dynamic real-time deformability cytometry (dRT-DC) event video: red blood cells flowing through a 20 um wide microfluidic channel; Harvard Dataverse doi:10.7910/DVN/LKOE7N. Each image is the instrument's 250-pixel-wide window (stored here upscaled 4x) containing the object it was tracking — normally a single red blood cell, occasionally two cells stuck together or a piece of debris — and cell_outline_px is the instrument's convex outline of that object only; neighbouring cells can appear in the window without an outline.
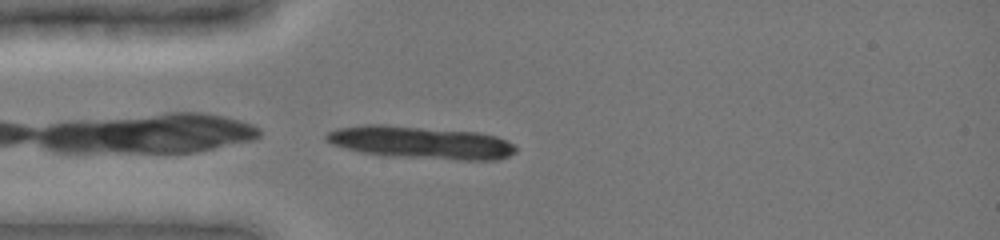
{"species": "common noctule bat (a hibernating species)", "species_latin": "Nyctalus noctula", "temperature_condition": "cold", "stored_images_in_passage": 12, "camera_frame_rate_fps": 3000, "um_per_image_px": 0.085, "animal": {"sex": "female", "body_mass_g": 19.0, "forearm_length_mm": 51.5}, "frame": {"image": 1, "passage_image": 12, "time_ms": 3.667, "image_size_px": [1000, 240], "cell_outline_px": [[516, 152], [500, 160], [460, 160], [380, 156], [360, 152], [332, 144], [324, 140], [324, 136], [328, 132], [336, 128], [364, 124], [384, 124], [480, 132], [496, 136], [512, 144], [516, 148]], "centroid_in_image_um": [35.73, 12.11], "position_along_channel_um": 49.3, "area_um2": 36.53}}